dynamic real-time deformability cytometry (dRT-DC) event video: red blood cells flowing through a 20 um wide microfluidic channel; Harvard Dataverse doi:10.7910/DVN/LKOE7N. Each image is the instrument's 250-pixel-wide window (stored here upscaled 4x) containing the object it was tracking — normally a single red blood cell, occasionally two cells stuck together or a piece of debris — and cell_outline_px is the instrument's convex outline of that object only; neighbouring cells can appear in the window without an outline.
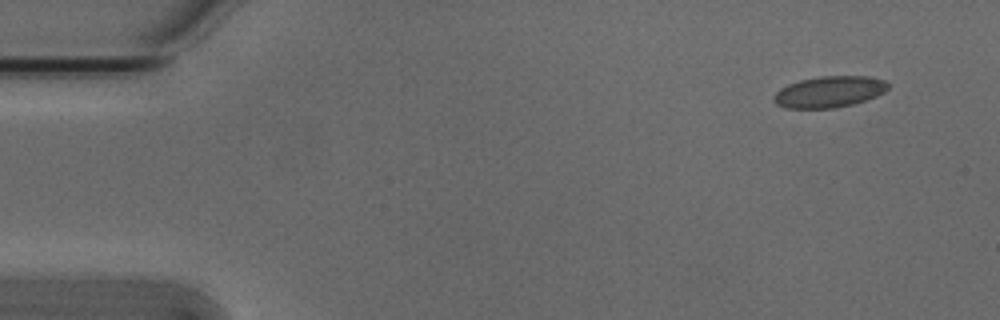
{"species": "Egyptian fruit bat (a non-hibernating species)", "species_latin": "Rousettus aegyptiacus", "temperature_condition": "cold", "stored_images_in_passage": 5, "camera_frame_rate_fps": 3000, "um_per_image_px": 0.085, "animal": {"sex": "male"}, "frame": {"image": 1, "passage_image": 1, "time_ms": 0.0, "image_size_px": [1000, 320], "cell_outline_px": [[888, 88], [884, 92], [876, 96], [852, 104], [836, 108], [784, 108], [776, 104], [772, 100], [772, 96], [780, 88], [788, 84], [800, 80], [820, 76], [868, 76], [884, 80], [888, 84]], "centroid_in_image_um": [70.44, 7.8], "position_along_channel_um": 14.6, "area_um2": 20.87}}